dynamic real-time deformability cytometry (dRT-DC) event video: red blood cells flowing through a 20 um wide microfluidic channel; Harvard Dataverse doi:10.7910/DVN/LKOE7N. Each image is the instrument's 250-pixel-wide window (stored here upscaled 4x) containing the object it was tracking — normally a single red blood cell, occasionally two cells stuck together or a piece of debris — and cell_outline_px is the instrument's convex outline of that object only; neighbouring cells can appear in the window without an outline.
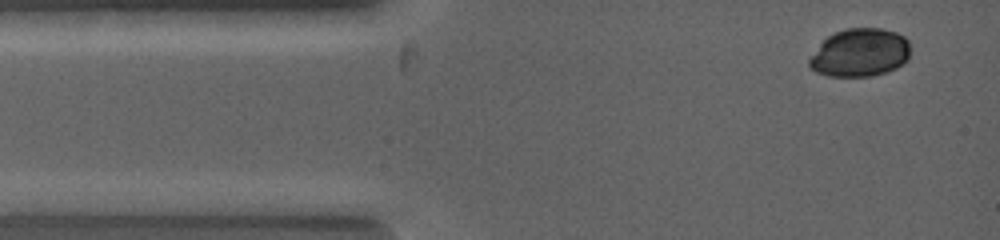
{"species": "common noctule bat (a hibernating species)", "species_latin": "Nyctalus noctula", "temperature_condition": "warm", "stored_images_in_passage": 5, "camera_frame_rate_fps": 5000, "um_per_image_px": 0.085, "animal": {"sex": "female", "body_mass_g": 19.0, "forearm_length_mm": 53.3}, "frame": {"image": 1, "passage_image": 2, "time_ms": 0.4, "image_size_px": [1000, 240], "cell_outline_px": [[908, 60], [896, 68], [884, 72], [868, 76], [828, 76], [816, 72], [808, 64], [808, 60], [820, 44], [828, 36], [836, 32], [848, 28], [880, 28], [896, 32], [904, 36], [908, 40]], "centroid_in_image_um": [73.09, 4.47], "position_along_channel_um": 11.9, "area_um2": 28.09}}